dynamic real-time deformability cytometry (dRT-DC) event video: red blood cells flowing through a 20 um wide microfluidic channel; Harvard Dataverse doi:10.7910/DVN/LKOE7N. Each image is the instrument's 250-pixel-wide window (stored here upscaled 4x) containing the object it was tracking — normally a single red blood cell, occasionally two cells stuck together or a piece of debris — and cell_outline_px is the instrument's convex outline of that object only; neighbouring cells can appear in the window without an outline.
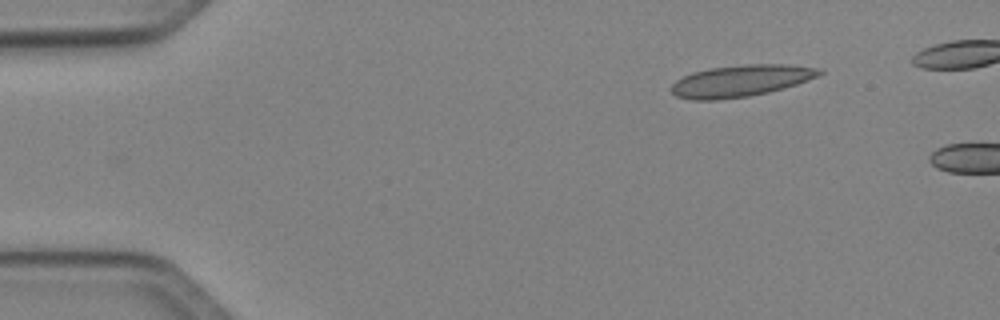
{"species": "Egyptian fruit bat (a non-hibernating species)", "species_latin": "Rousettus aegyptiacus", "temperature_condition": "cold", "stored_images_in_passage": 2, "camera_frame_rate_fps": 3000, "um_per_image_px": 0.085, "animal": {"sex": "female"}, "frame": {"image": 1, "passage_image": 1, "time_ms": 0.0, "image_size_px": [1000, 320], "cell_outline_px": [[824, 72], [816, 76], [796, 84], [768, 92], [748, 96], [716, 100], [692, 100], [676, 96], [672, 92], [672, 84], [676, 80], [692, 72], [708, 68], [744, 64], [788, 64], [816, 68]], "centroid_in_image_um": [62.91, 6.86], "position_along_channel_um": 22.1, "area_um2": 27.11}}